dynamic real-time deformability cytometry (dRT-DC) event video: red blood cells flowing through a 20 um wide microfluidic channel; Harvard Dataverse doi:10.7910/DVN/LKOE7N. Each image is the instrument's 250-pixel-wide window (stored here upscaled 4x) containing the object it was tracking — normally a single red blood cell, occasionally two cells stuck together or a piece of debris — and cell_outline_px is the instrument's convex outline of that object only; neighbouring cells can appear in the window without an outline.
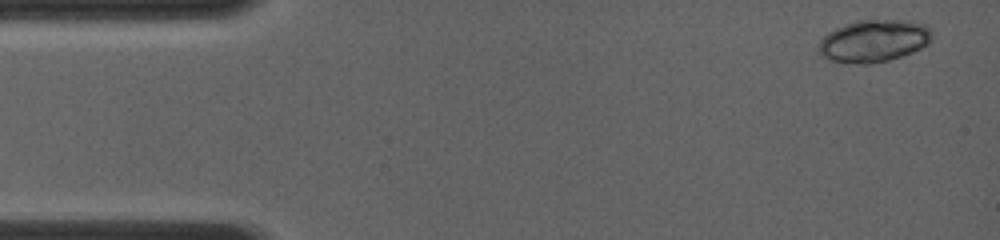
{"species": "common noctule bat (a hibernating species)", "species_latin": "Nyctalus noctula", "temperature_condition": "room temperature", "stored_images_in_passage": 5, "camera_frame_rate_fps": 4000, "um_per_image_px": 0.085, "animal": {"sex": "female", "body_mass_g": 19.0, "forearm_length_mm": 56.7}, "frame": {"image": 1, "passage_image": 1, "time_ms": 0.0, "image_size_px": [1000, 240], "cell_outline_px": [[932, 40], [928, 44], [912, 52], [888, 60], [872, 64], [860, 64], [828, 60], [820, 56], [816, 52], [816, 44], [828, 32], [844, 24], [860, 20], [912, 20], [928, 24], [932, 32]], "centroid_in_image_um": [74.25, 3.47], "position_along_channel_um": 10.7, "area_um2": 28.5}}